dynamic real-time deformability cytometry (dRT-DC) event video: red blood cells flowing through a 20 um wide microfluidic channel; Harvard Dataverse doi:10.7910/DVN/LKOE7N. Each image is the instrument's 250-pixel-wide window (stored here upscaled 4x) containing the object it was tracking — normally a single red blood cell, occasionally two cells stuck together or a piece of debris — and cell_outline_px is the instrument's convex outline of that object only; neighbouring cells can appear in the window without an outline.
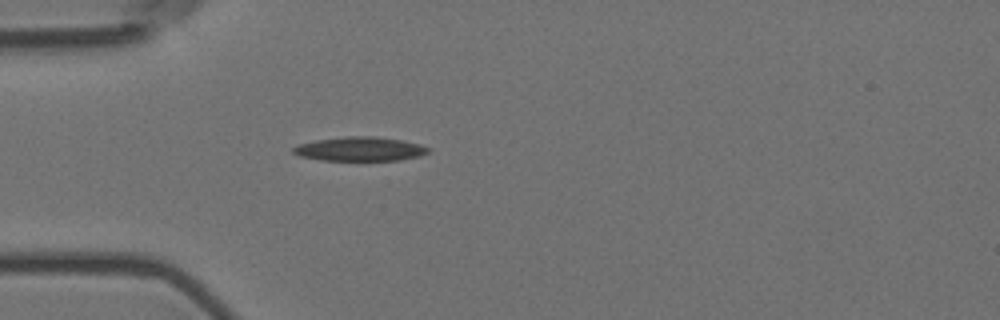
{"species": "Egyptian fruit bat (a non-hibernating species)", "species_latin": "Rousettus aegyptiacus", "temperature_condition": "room temperature", "stored_images_in_passage": 5, "camera_frame_rate_fps": 3000, "um_per_image_px": 0.085, "animal": {"sex": "female"}, "frame": {"image": 1, "passage_image": 5, "time_ms": 1.333, "image_size_px": [1000, 320], "cell_outline_px": [[432, 148], [428, 152], [420, 156], [400, 160], [320, 160], [300, 156], [292, 152], [292, 148], [296, 144], [316, 140], [344, 136], [376, 136], [404, 140], [420, 144]], "centroid_in_image_um": [30.6, 12.65], "position_along_channel_um": 54.4, "area_um2": 19.19}}